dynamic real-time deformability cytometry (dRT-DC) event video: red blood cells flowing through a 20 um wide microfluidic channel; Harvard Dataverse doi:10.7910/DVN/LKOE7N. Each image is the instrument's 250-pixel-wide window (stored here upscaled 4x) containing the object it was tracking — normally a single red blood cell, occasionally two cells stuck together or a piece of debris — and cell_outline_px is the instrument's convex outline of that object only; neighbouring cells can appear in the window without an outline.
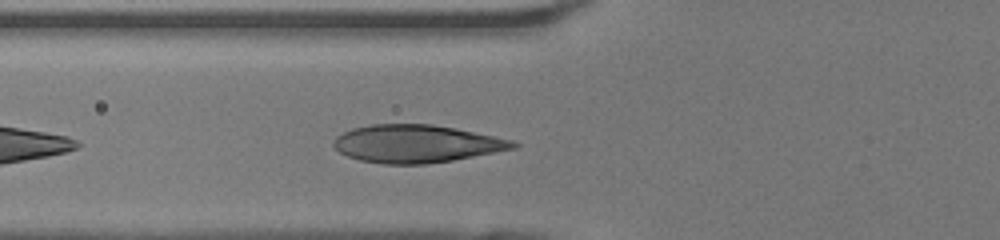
{"species": "human", "species_latin": "Homo sapiens", "temperature_condition": "room temperature", "stored_images_in_passage": 33, "camera_frame_rate_fps": 3000, "um_per_image_px": 0.085, "donor": {"sex": "female"}, "frame": {"image": 1, "passage_image": 4, "time_ms": 1.0, "image_size_px": [1000, 240], "cell_outline_px": [[520, 144], [516, 148], [452, 160], [424, 164], [384, 164], [360, 160], [348, 156], [340, 152], [332, 144], [332, 140], [336, 136], [352, 128], [372, 124], [432, 124], [456, 128], [512, 140]], "centroid_in_image_um": [35.37, 12.21], "position_along_channel_um": 90.4, "area_um2": 39.36}}
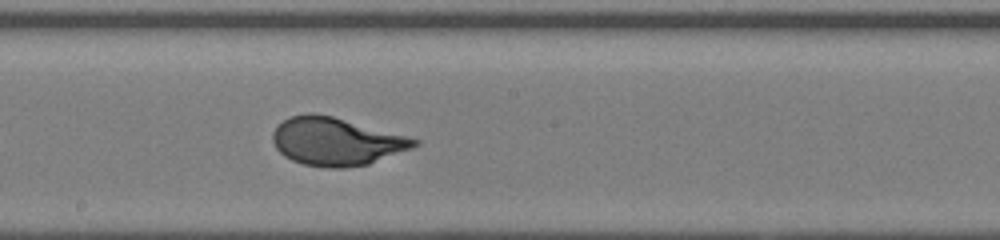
{"frame": {"image": 2, "passage_image": 13, "time_ms": 4.0, "image_size_px": [1000, 240], "cell_outline_px": [[420, 144], [412, 148], [368, 164], [344, 168], [328, 168], [304, 164], [292, 160], [284, 156], [276, 148], [272, 140], [272, 132], [276, 124], [292, 116], [308, 112], [312, 112], [332, 116], [420, 140]], "centroid_in_image_um": [28.53, 12.02], "position_along_channel_um": 219.7, "area_um2": 39.3}}
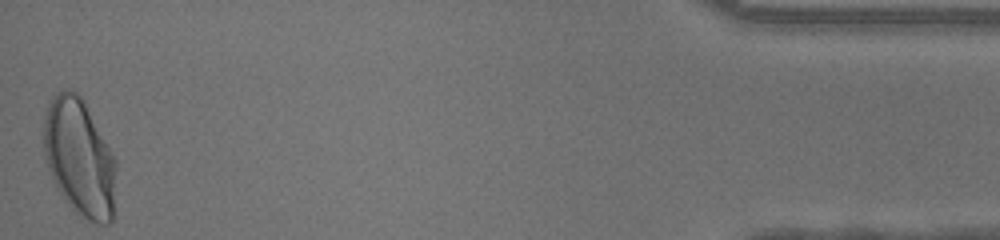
{"frame": {"image": 3, "passage_image": 33, "time_ms": 10.667, "image_size_px": [1000, 240], "cell_outline_px": [[116, 168], [112, 220], [108, 224], [96, 224], [88, 220], [76, 212], [64, 200], [56, 188], [48, 172], [44, 156], [40, 132], [48, 100], [56, 92], [64, 88], [72, 88], [84, 100], [116, 160]], "centroid_in_image_um": [6.69, 13.34], "position_along_channel_um": 428.5, "area_um2": 50.63}, "authors_computed_cell_mechanics": {"area_um2": 39.304, "velocity_mm_per_s": 4.2892, "shape_relaxation_time_tau1_ms": 2.7113, "shape_relaxation_time_tau2_ms": null, "deformation_change_tau1": 0.1768, "deformation_change_tau2": null}}